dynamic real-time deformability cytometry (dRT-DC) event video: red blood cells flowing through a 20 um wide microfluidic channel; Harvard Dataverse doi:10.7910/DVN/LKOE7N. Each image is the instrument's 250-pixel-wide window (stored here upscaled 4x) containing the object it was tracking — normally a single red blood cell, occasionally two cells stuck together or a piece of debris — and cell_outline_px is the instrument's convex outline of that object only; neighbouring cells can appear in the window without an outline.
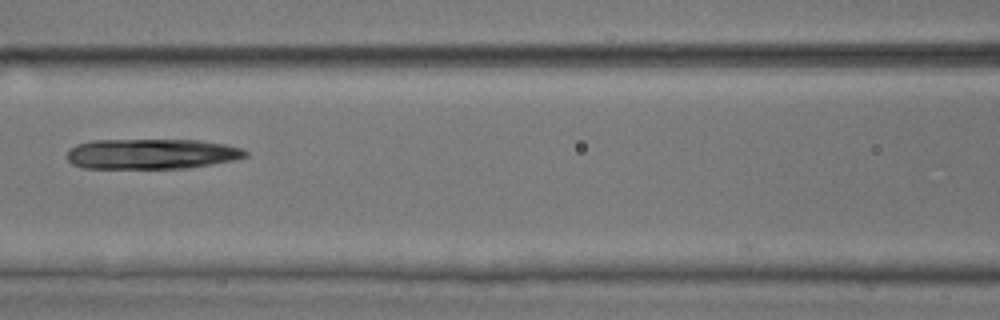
{"species": "common noctule bat (a hibernating species)", "species_latin": "Nyctalus noctula", "temperature_condition": "room temperature", "stored_images_in_passage": 6, "camera_frame_rate_fps": 3000, "um_per_image_px": 0.085, "animal": {"sex": "male", "body_mass_g": 17.9, "forearm_length_mm": 54.2}, "frame": {"image": 1, "passage_image": 6, "time_ms": 1.667, "image_size_px": [1000, 320], "cell_outline_px": [[248, 156], [236, 160], [188, 168], [84, 168], [72, 164], [68, 160], [68, 148], [76, 144], [92, 140], [200, 140], [224, 144], [244, 148], [248, 152]], "centroid_in_image_um": [12.91, 13.08], "position_along_channel_um": 153.7, "area_um2": 31.73}}